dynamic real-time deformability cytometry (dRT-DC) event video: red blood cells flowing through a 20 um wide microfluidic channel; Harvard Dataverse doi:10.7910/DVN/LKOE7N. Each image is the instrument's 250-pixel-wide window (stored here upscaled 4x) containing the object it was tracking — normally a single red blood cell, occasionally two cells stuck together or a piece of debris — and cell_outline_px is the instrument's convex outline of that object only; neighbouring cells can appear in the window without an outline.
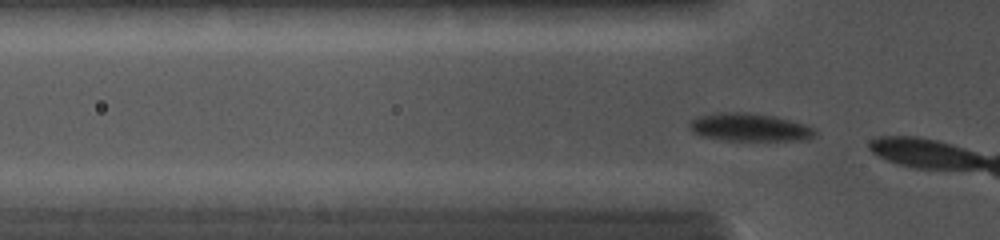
{"species": "common noctule bat (a hibernating species)", "species_latin": "Nyctalus noctula", "temperature_condition": "cold", "stored_images_in_passage": 3, "camera_frame_rate_fps": 5000, "um_per_image_px": 0.085, "animal": {"sex": "female", "body_mass_g": 19.0, "forearm_length_mm": 56.7}, "frame": {"image": 1, "passage_image": 2, "time_ms": 0.2, "image_size_px": [1000, 240], "cell_outline_px": [[816, 136], [804, 140], [724, 140], [700, 136], [692, 132], [688, 128], [688, 120], [696, 116], [720, 112], [744, 112], [772, 116], [804, 124], [812, 128], [816, 132]], "centroid_in_image_um": [63.61, 10.82], "position_along_channel_um": 62.2, "area_um2": 20.46}}